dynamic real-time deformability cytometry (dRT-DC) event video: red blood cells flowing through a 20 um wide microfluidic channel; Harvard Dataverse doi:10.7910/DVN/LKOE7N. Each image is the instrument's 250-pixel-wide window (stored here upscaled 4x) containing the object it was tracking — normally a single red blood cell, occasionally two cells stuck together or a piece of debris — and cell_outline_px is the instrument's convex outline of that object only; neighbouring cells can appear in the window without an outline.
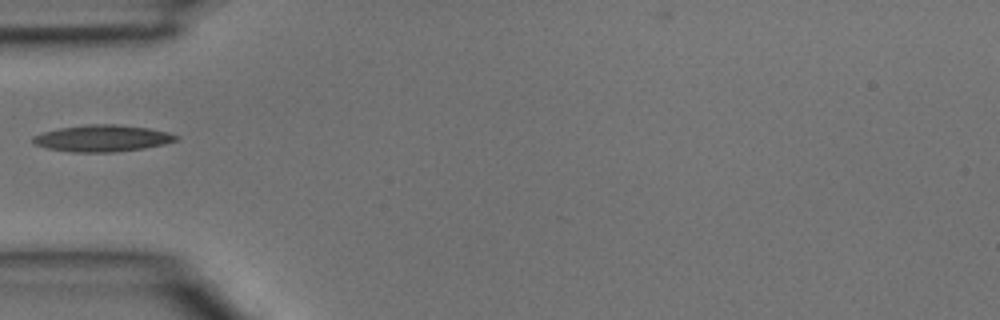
{"species": "common noctule bat (a hibernating species)", "species_latin": "Nyctalus noctula", "temperature_condition": "room temperature", "stored_images_in_passage": 1, "camera_frame_rate_fps": 3000, "um_per_image_px": 0.085, "animal": {"sex": "male", "body_mass_g": 15.6}, "frame": {"image": 1, "passage_image": 1, "time_ms": 0.0, "image_size_px": [1000, 320], "cell_outline_px": [[180, 136], [176, 140], [164, 144], [144, 148], [112, 152], [68, 152], [48, 148], [36, 144], [32, 140], [32, 136], [44, 132], [60, 128], [88, 124], [116, 124], [148, 128], [168, 132]], "centroid_in_image_um": [8.71, 11.75], "position_along_channel_um": 76.3, "area_um2": 22.08}}